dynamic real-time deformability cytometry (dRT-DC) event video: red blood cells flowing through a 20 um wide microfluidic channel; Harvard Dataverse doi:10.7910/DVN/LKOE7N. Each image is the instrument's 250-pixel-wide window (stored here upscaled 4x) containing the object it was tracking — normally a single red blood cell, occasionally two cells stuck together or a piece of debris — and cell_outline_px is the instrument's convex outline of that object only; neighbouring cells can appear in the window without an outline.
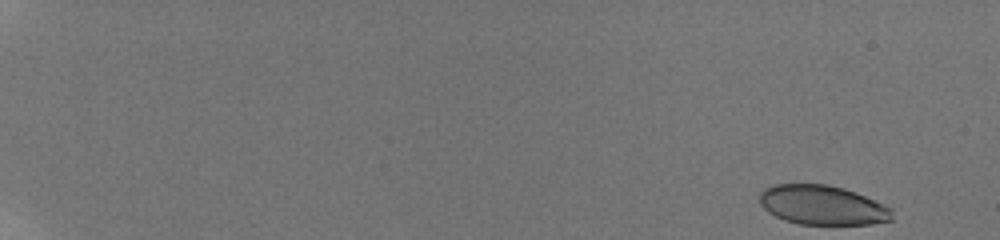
{"species": "human", "species_latin": "Homo sapiens", "temperature_condition": "room temperature", "stored_images_in_passage": 53, "camera_frame_rate_fps": 3000, "um_per_image_px": 0.085, "donor": {"sex": "male"}, "frame": {"image": 1, "passage_image": 1, "time_ms": 0.0, "image_size_px": [1000, 240], "cell_outline_px": [[892, 220], [872, 224], [800, 224], [784, 220], [768, 212], [760, 204], [760, 192], [764, 188], [776, 184], [828, 184], [844, 188], [856, 192], [892, 208]], "centroid_in_image_um": [69.9, 17.43], "position_along_channel_um": 15.1, "area_um2": 30.52}}
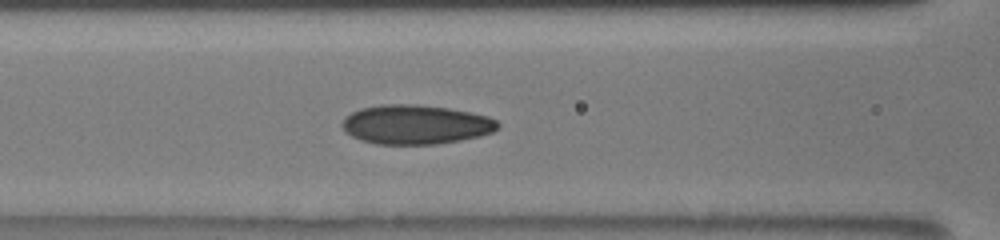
{"frame": {"image": 2, "passage_image": 24, "time_ms": 8.333, "image_size_px": [1000, 240], "cell_outline_px": [[500, 128], [492, 132], [480, 136], [460, 140], [436, 144], [376, 144], [360, 140], [344, 132], [340, 124], [352, 112], [360, 108], [380, 104], [416, 104], [448, 108], [472, 112], [488, 116], [496, 120], [500, 124]], "centroid_in_image_um": [35.34, 10.58], "position_along_channel_um": 131.3, "area_um2": 35.89}}
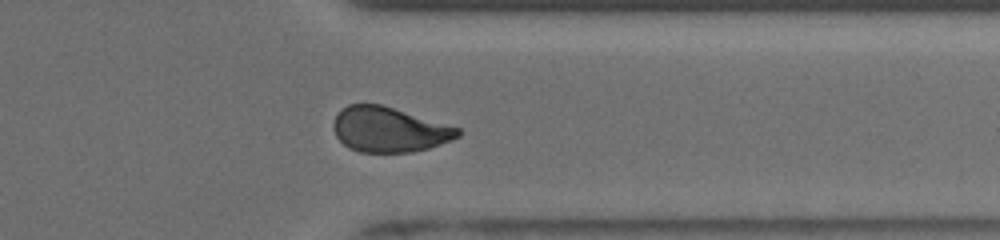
{"frame": {"image": 3, "passage_image": 44, "time_ms": 14.667, "image_size_px": [1000, 240], "cell_outline_px": [[464, 132], [460, 136], [452, 140], [428, 148], [412, 152], [360, 152], [348, 148], [336, 136], [332, 128], [332, 124], [336, 116], [348, 104], [380, 104], [460, 128]], "centroid_in_image_um": [33.08, 11.02], "position_along_channel_um": 378.3, "area_um2": 32.54}, "authors_computed_cell_mechanics": {"area_um2": 33.4662, "velocity_mm_per_s": 3.9041, "shape_relaxation_time_tau1_ms": null, "shape_relaxation_time_tau2_ms": 1.159, "deformation_change_tau1": null, "deformation_change_tau2": 0.0737}}